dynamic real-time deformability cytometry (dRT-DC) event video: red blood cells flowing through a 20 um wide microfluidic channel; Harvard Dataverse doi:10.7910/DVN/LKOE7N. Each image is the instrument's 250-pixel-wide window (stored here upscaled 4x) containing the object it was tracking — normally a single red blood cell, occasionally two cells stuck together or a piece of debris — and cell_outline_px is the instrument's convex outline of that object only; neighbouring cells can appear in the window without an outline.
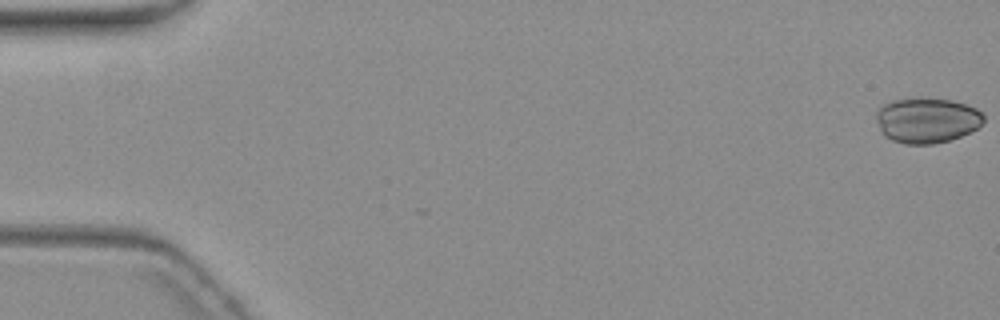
{"species": "common noctule bat (a hibernating species)", "species_latin": "Nyctalus noctula", "temperature_condition": "warm", "stored_images_in_passage": 8, "camera_frame_rate_fps": 3000, "um_per_image_px": 0.085, "animal": {"sex": "female", "body_mass_g": 19.3, "forearm_length_mm": 54.1}, "frame": {"image": 1, "passage_image": 1, "time_ms": 0.0, "image_size_px": [1000, 320], "cell_outline_px": [[984, 120], [976, 128], [960, 136], [948, 140], [932, 144], [904, 144], [892, 140], [884, 136], [876, 120], [876, 112], [884, 104], [892, 100], [924, 96], [948, 100], [964, 104], [976, 108], [984, 116]], "centroid_in_image_um": [78.75, 10.2], "position_along_channel_um": 6.3, "area_um2": 28.38}}
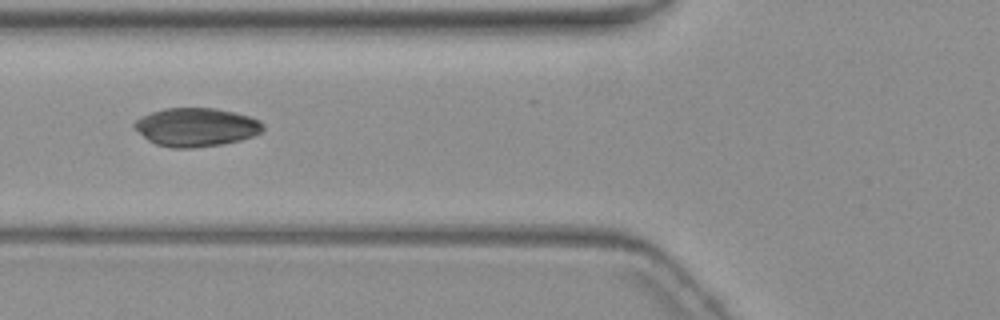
{"frame": {"image": 2, "passage_image": 7, "time_ms": 7.333, "image_size_px": [1000, 320], "cell_outline_px": [[264, 128], [260, 132], [252, 136], [240, 140], [224, 144], [192, 148], [172, 148], [156, 144], [148, 140], [132, 124], [140, 116], [164, 108], [216, 108], [248, 116], [260, 120], [264, 124]], "centroid_in_image_um": [16.67, 10.81], "position_along_channel_um": 109.1, "area_um2": 28.78}}
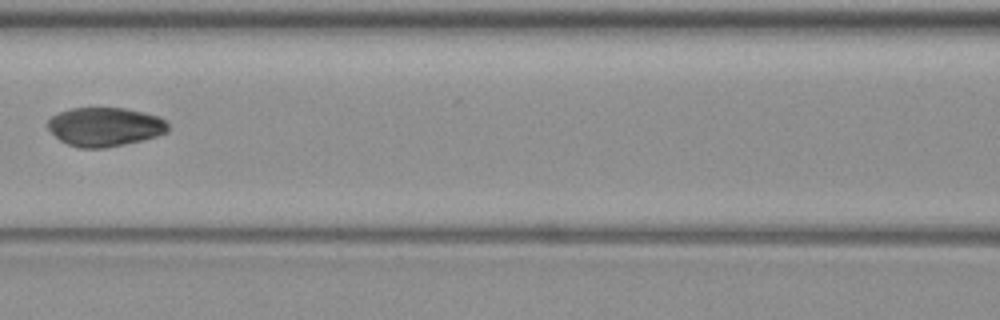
{"frame": {"image": 3, "passage_image": 8, "time_ms": 8.667, "image_size_px": [1000, 320], "cell_outline_px": [[168, 132], [144, 140], [104, 148], [80, 148], [68, 144], [60, 140], [48, 128], [48, 120], [52, 116], [60, 112], [72, 108], [124, 108], [160, 116], [168, 124]], "centroid_in_image_um": [8.93, 10.78], "position_along_channel_um": 157.7, "area_um2": 27.17}}